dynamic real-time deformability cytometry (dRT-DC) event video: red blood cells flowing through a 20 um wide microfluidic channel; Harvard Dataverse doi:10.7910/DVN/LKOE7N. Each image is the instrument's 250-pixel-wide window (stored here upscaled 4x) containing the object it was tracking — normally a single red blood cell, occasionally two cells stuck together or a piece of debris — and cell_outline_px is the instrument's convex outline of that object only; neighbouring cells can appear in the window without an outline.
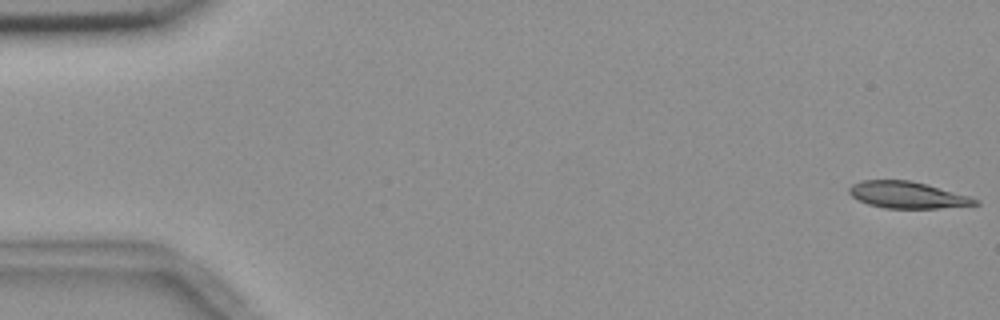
{"species": "common noctule bat (a hibernating species)", "species_latin": "Nyctalus noctula", "temperature_condition": "room temperature", "stored_images_in_passage": 5, "camera_frame_rate_fps": 3000, "um_per_image_px": 0.085, "animal": {"sex": "female", "body_mass_g": 18.4}, "frame": {"image": 1, "passage_image": 1, "time_ms": 0.0, "image_size_px": [1000, 320], "cell_outline_px": [[980, 204], [940, 208], [884, 208], [868, 204], [852, 196], [848, 192], [848, 188], [852, 184], [860, 180], [908, 180], [928, 184], [972, 196], [980, 200]], "centroid_in_image_um": [77.17, 16.56], "position_along_channel_um": 7.8, "area_um2": 19.77}}
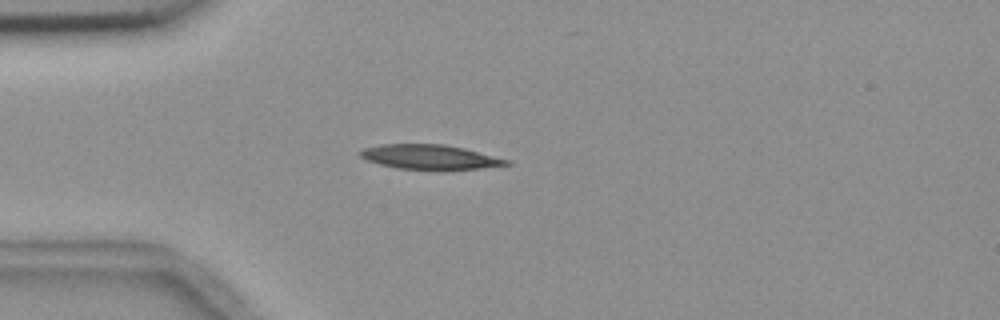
{"frame": {"image": 2, "passage_image": 5, "time_ms": 4.667, "image_size_px": [1000, 320], "cell_outline_px": [[512, 164], [480, 168], [396, 168], [380, 164], [368, 160], [360, 156], [360, 152], [364, 148], [380, 144], [444, 144], [464, 148], [512, 160]], "centroid_in_image_um": [36.56, 13.32], "position_along_channel_um": 48.4, "area_um2": 20.4}}